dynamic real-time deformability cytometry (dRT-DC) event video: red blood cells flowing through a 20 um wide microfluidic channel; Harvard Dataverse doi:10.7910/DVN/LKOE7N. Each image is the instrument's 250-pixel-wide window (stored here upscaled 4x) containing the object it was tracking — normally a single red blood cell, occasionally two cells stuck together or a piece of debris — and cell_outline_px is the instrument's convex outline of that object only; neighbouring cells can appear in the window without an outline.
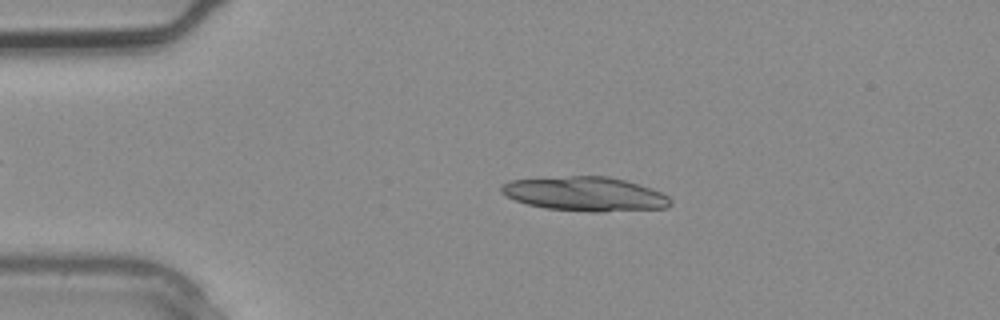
{"species": "common noctule bat (a hibernating species)", "species_latin": "Nyctalus noctula", "temperature_condition": "warm", "stored_images_in_passage": 3, "camera_frame_rate_fps": 3000, "um_per_image_px": 0.085, "animal": {"sex": "male", "body_mass_g": 20.4}, "frame": {"image": 1, "passage_image": 2, "time_ms": 0.333, "image_size_px": [1000, 320], "cell_outline_px": [[672, 204], [668, 208], [600, 212], [592, 212], [544, 208], [528, 204], [516, 200], [500, 192], [500, 184], [508, 180], [568, 176], [608, 176], [640, 184], [652, 188], [668, 196], [672, 200]], "centroid_in_image_um": [49.75, 16.48], "position_along_channel_um": 35.2, "area_um2": 33.99}}